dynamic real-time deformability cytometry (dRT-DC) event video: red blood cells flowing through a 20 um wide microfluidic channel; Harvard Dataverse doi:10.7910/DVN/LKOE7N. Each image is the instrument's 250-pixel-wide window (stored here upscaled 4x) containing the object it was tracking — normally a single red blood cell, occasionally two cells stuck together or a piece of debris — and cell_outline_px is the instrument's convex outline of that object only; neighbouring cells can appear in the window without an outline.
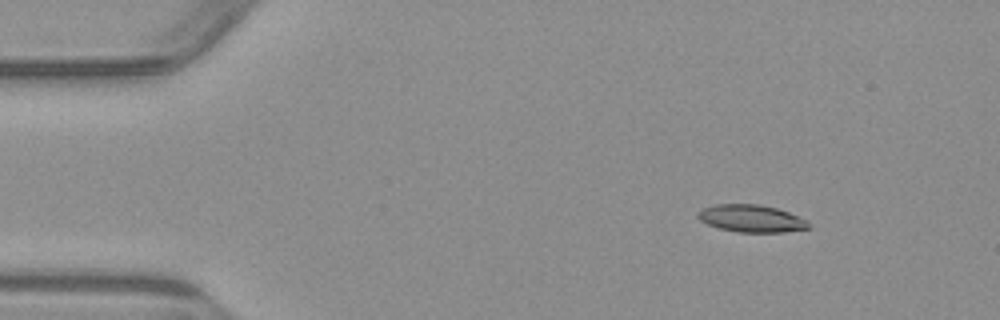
{"species": "common noctule bat (a hibernating species)", "species_latin": "Nyctalus noctula", "temperature_condition": "warm", "stored_images_in_passage": 3, "camera_frame_rate_fps": 3000, "um_per_image_px": 0.085, "animal": {"sex": "male", "body_mass_g": 23.1, "forearm_length_mm": 52.7}, "frame": {"image": 1, "passage_image": 1, "time_ms": 0.0, "image_size_px": [1000, 320], "cell_outline_px": [[812, 228], [784, 232], [736, 232], [720, 228], [708, 224], [700, 220], [696, 216], [696, 212], [704, 208], [716, 204], [760, 204], [776, 208], [788, 212], [808, 220]], "centroid_in_image_um": [63.89, 18.57], "position_along_channel_um": 21.1, "area_um2": 17.74}}